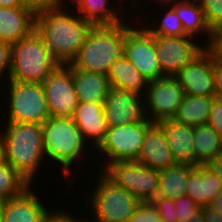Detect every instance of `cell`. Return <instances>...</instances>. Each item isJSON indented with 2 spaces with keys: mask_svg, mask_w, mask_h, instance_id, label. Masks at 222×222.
Returning a JSON list of instances; mask_svg holds the SVG:
<instances>
[{
  "mask_svg": "<svg viewBox=\"0 0 222 222\" xmlns=\"http://www.w3.org/2000/svg\"><path fill=\"white\" fill-rule=\"evenodd\" d=\"M204 222H222V212L211 205L203 207Z\"/></svg>",
  "mask_w": 222,
  "mask_h": 222,
  "instance_id": "cell-40",
  "label": "cell"
},
{
  "mask_svg": "<svg viewBox=\"0 0 222 222\" xmlns=\"http://www.w3.org/2000/svg\"><path fill=\"white\" fill-rule=\"evenodd\" d=\"M207 124L219 134L222 140V99L214 97Z\"/></svg>",
  "mask_w": 222,
  "mask_h": 222,
  "instance_id": "cell-35",
  "label": "cell"
},
{
  "mask_svg": "<svg viewBox=\"0 0 222 222\" xmlns=\"http://www.w3.org/2000/svg\"><path fill=\"white\" fill-rule=\"evenodd\" d=\"M35 29V12L29 7H0V41H20Z\"/></svg>",
  "mask_w": 222,
  "mask_h": 222,
  "instance_id": "cell-19",
  "label": "cell"
},
{
  "mask_svg": "<svg viewBox=\"0 0 222 222\" xmlns=\"http://www.w3.org/2000/svg\"><path fill=\"white\" fill-rule=\"evenodd\" d=\"M108 2L109 0H72V3H75L74 7L77 8L75 13L78 11V15L94 26L123 23L118 11L110 9Z\"/></svg>",
  "mask_w": 222,
  "mask_h": 222,
  "instance_id": "cell-28",
  "label": "cell"
},
{
  "mask_svg": "<svg viewBox=\"0 0 222 222\" xmlns=\"http://www.w3.org/2000/svg\"><path fill=\"white\" fill-rule=\"evenodd\" d=\"M127 222H160V215L152 201H141Z\"/></svg>",
  "mask_w": 222,
  "mask_h": 222,
  "instance_id": "cell-32",
  "label": "cell"
},
{
  "mask_svg": "<svg viewBox=\"0 0 222 222\" xmlns=\"http://www.w3.org/2000/svg\"><path fill=\"white\" fill-rule=\"evenodd\" d=\"M45 158L59 162L64 167V176L71 179L72 163L85 154L87 145L72 118L50 116L43 124ZM70 175V176H69Z\"/></svg>",
  "mask_w": 222,
  "mask_h": 222,
  "instance_id": "cell-5",
  "label": "cell"
},
{
  "mask_svg": "<svg viewBox=\"0 0 222 222\" xmlns=\"http://www.w3.org/2000/svg\"><path fill=\"white\" fill-rule=\"evenodd\" d=\"M152 124V122H138L108 127L104 140L96 148L102 151L108 160L104 162L103 168L111 162L136 161L146 131Z\"/></svg>",
  "mask_w": 222,
  "mask_h": 222,
  "instance_id": "cell-9",
  "label": "cell"
},
{
  "mask_svg": "<svg viewBox=\"0 0 222 222\" xmlns=\"http://www.w3.org/2000/svg\"><path fill=\"white\" fill-rule=\"evenodd\" d=\"M101 171L117 186L135 195L140 201H152L160 191L159 171L143 163L111 162Z\"/></svg>",
  "mask_w": 222,
  "mask_h": 222,
  "instance_id": "cell-8",
  "label": "cell"
},
{
  "mask_svg": "<svg viewBox=\"0 0 222 222\" xmlns=\"http://www.w3.org/2000/svg\"><path fill=\"white\" fill-rule=\"evenodd\" d=\"M177 222H204L203 207H199L192 215L182 217Z\"/></svg>",
  "mask_w": 222,
  "mask_h": 222,
  "instance_id": "cell-42",
  "label": "cell"
},
{
  "mask_svg": "<svg viewBox=\"0 0 222 222\" xmlns=\"http://www.w3.org/2000/svg\"><path fill=\"white\" fill-rule=\"evenodd\" d=\"M196 166L176 163L159 171L160 191L157 197L177 199L186 195V187L190 173Z\"/></svg>",
  "mask_w": 222,
  "mask_h": 222,
  "instance_id": "cell-25",
  "label": "cell"
},
{
  "mask_svg": "<svg viewBox=\"0 0 222 222\" xmlns=\"http://www.w3.org/2000/svg\"><path fill=\"white\" fill-rule=\"evenodd\" d=\"M136 161L158 171L176 164L166 133L158 123H153L147 129Z\"/></svg>",
  "mask_w": 222,
  "mask_h": 222,
  "instance_id": "cell-16",
  "label": "cell"
},
{
  "mask_svg": "<svg viewBox=\"0 0 222 222\" xmlns=\"http://www.w3.org/2000/svg\"><path fill=\"white\" fill-rule=\"evenodd\" d=\"M222 192L218 175L208 165H197L190 173L186 195L199 207H206Z\"/></svg>",
  "mask_w": 222,
  "mask_h": 222,
  "instance_id": "cell-21",
  "label": "cell"
},
{
  "mask_svg": "<svg viewBox=\"0 0 222 222\" xmlns=\"http://www.w3.org/2000/svg\"><path fill=\"white\" fill-rule=\"evenodd\" d=\"M72 74L78 102H105L111 87L107 75L76 69L73 66Z\"/></svg>",
  "mask_w": 222,
  "mask_h": 222,
  "instance_id": "cell-22",
  "label": "cell"
},
{
  "mask_svg": "<svg viewBox=\"0 0 222 222\" xmlns=\"http://www.w3.org/2000/svg\"><path fill=\"white\" fill-rule=\"evenodd\" d=\"M184 96V89L174 76L148 81L144 95L147 119L152 123L173 119Z\"/></svg>",
  "mask_w": 222,
  "mask_h": 222,
  "instance_id": "cell-11",
  "label": "cell"
},
{
  "mask_svg": "<svg viewBox=\"0 0 222 222\" xmlns=\"http://www.w3.org/2000/svg\"><path fill=\"white\" fill-rule=\"evenodd\" d=\"M42 222H79L76 219H74L73 215L66 214L64 211L62 212H51L49 211L46 216L44 217ZM80 222H86L84 220H80Z\"/></svg>",
  "mask_w": 222,
  "mask_h": 222,
  "instance_id": "cell-39",
  "label": "cell"
},
{
  "mask_svg": "<svg viewBox=\"0 0 222 222\" xmlns=\"http://www.w3.org/2000/svg\"><path fill=\"white\" fill-rule=\"evenodd\" d=\"M212 71L214 75V97L222 99V57L212 50Z\"/></svg>",
  "mask_w": 222,
  "mask_h": 222,
  "instance_id": "cell-36",
  "label": "cell"
},
{
  "mask_svg": "<svg viewBox=\"0 0 222 222\" xmlns=\"http://www.w3.org/2000/svg\"><path fill=\"white\" fill-rule=\"evenodd\" d=\"M72 119L83 139H87L86 142L90 140L92 145L97 148L104 140L108 129L103 103L79 102Z\"/></svg>",
  "mask_w": 222,
  "mask_h": 222,
  "instance_id": "cell-17",
  "label": "cell"
},
{
  "mask_svg": "<svg viewBox=\"0 0 222 222\" xmlns=\"http://www.w3.org/2000/svg\"><path fill=\"white\" fill-rule=\"evenodd\" d=\"M175 218L177 221L182 217L190 216L199 206L187 195L174 199Z\"/></svg>",
  "mask_w": 222,
  "mask_h": 222,
  "instance_id": "cell-34",
  "label": "cell"
},
{
  "mask_svg": "<svg viewBox=\"0 0 222 222\" xmlns=\"http://www.w3.org/2000/svg\"><path fill=\"white\" fill-rule=\"evenodd\" d=\"M99 176L89 200L91 214L94 217L92 222H127L141 201L117 186L101 171Z\"/></svg>",
  "mask_w": 222,
  "mask_h": 222,
  "instance_id": "cell-6",
  "label": "cell"
},
{
  "mask_svg": "<svg viewBox=\"0 0 222 222\" xmlns=\"http://www.w3.org/2000/svg\"><path fill=\"white\" fill-rule=\"evenodd\" d=\"M5 162H7L6 144H5L3 133H1L0 134V164H3Z\"/></svg>",
  "mask_w": 222,
  "mask_h": 222,
  "instance_id": "cell-44",
  "label": "cell"
},
{
  "mask_svg": "<svg viewBox=\"0 0 222 222\" xmlns=\"http://www.w3.org/2000/svg\"><path fill=\"white\" fill-rule=\"evenodd\" d=\"M181 20L182 28L186 35L198 37L197 34L204 33L208 37L209 43L206 47H211L214 40V32L207 24L203 10L198 0H180L172 5Z\"/></svg>",
  "mask_w": 222,
  "mask_h": 222,
  "instance_id": "cell-23",
  "label": "cell"
},
{
  "mask_svg": "<svg viewBox=\"0 0 222 222\" xmlns=\"http://www.w3.org/2000/svg\"><path fill=\"white\" fill-rule=\"evenodd\" d=\"M10 64H11V44L4 41H0V79L6 73L8 74L9 78Z\"/></svg>",
  "mask_w": 222,
  "mask_h": 222,
  "instance_id": "cell-37",
  "label": "cell"
},
{
  "mask_svg": "<svg viewBox=\"0 0 222 222\" xmlns=\"http://www.w3.org/2000/svg\"><path fill=\"white\" fill-rule=\"evenodd\" d=\"M64 0H21L24 6L29 7L35 13L60 5Z\"/></svg>",
  "mask_w": 222,
  "mask_h": 222,
  "instance_id": "cell-38",
  "label": "cell"
},
{
  "mask_svg": "<svg viewBox=\"0 0 222 222\" xmlns=\"http://www.w3.org/2000/svg\"><path fill=\"white\" fill-rule=\"evenodd\" d=\"M64 7L63 1L58 6L35 13V30L59 64L72 62L94 26L80 15L67 12L69 9Z\"/></svg>",
  "mask_w": 222,
  "mask_h": 222,
  "instance_id": "cell-1",
  "label": "cell"
},
{
  "mask_svg": "<svg viewBox=\"0 0 222 222\" xmlns=\"http://www.w3.org/2000/svg\"><path fill=\"white\" fill-rule=\"evenodd\" d=\"M152 202L157 207L161 221L177 222V218H175V203L173 199L166 197H155Z\"/></svg>",
  "mask_w": 222,
  "mask_h": 222,
  "instance_id": "cell-33",
  "label": "cell"
},
{
  "mask_svg": "<svg viewBox=\"0 0 222 222\" xmlns=\"http://www.w3.org/2000/svg\"><path fill=\"white\" fill-rule=\"evenodd\" d=\"M27 188L21 195L0 202L3 222H42L48 211L39 198Z\"/></svg>",
  "mask_w": 222,
  "mask_h": 222,
  "instance_id": "cell-20",
  "label": "cell"
},
{
  "mask_svg": "<svg viewBox=\"0 0 222 222\" xmlns=\"http://www.w3.org/2000/svg\"><path fill=\"white\" fill-rule=\"evenodd\" d=\"M2 132L7 162L32 184L40 163L45 159L42 124L6 122Z\"/></svg>",
  "mask_w": 222,
  "mask_h": 222,
  "instance_id": "cell-2",
  "label": "cell"
},
{
  "mask_svg": "<svg viewBox=\"0 0 222 222\" xmlns=\"http://www.w3.org/2000/svg\"><path fill=\"white\" fill-rule=\"evenodd\" d=\"M107 76L112 87L133 92L144 97L147 81L123 55L112 63Z\"/></svg>",
  "mask_w": 222,
  "mask_h": 222,
  "instance_id": "cell-24",
  "label": "cell"
},
{
  "mask_svg": "<svg viewBox=\"0 0 222 222\" xmlns=\"http://www.w3.org/2000/svg\"><path fill=\"white\" fill-rule=\"evenodd\" d=\"M0 7L17 8V7H26V6L23 5L21 0H0Z\"/></svg>",
  "mask_w": 222,
  "mask_h": 222,
  "instance_id": "cell-45",
  "label": "cell"
},
{
  "mask_svg": "<svg viewBox=\"0 0 222 222\" xmlns=\"http://www.w3.org/2000/svg\"><path fill=\"white\" fill-rule=\"evenodd\" d=\"M195 166L210 164L222 153V140L208 124L194 126Z\"/></svg>",
  "mask_w": 222,
  "mask_h": 222,
  "instance_id": "cell-26",
  "label": "cell"
},
{
  "mask_svg": "<svg viewBox=\"0 0 222 222\" xmlns=\"http://www.w3.org/2000/svg\"><path fill=\"white\" fill-rule=\"evenodd\" d=\"M58 65L59 62L35 29L11 44L9 80L43 83Z\"/></svg>",
  "mask_w": 222,
  "mask_h": 222,
  "instance_id": "cell-4",
  "label": "cell"
},
{
  "mask_svg": "<svg viewBox=\"0 0 222 222\" xmlns=\"http://www.w3.org/2000/svg\"><path fill=\"white\" fill-rule=\"evenodd\" d=\"M165 131L175 162L195 166L194 126L174 119L158 123Z\"/></svg>",
  "mask_w": 222,
  "mask_h": 222,
  "instance_id": "cell-18",
  "label": "cell"
},
{
  "mask_svg": "<svg viewBox=\"0 0 222 222\" xmlns=\"http://www.w3.org/2000/svg\"><path fill=\"white\" fill-rule=\"evenodd\" d=\"M205 20L213 32L222 27V0H198Z\"/></svg>",
  "mask_w": 222,
  "mask_h": 222,
  "instance_id": "cell-31",
  "label": "cell"
},
{
  "mask_svg": "<svg viewBox=\"0 0 222 222\" xmlns=\"http://www.w3.org/2000/svg\"><path fill=\"white\" fill-rule=\"evenodd\" d=\"M216 210L222 212V192L210 204Z\"/></svg>",
  "mask_w": 222,
  "mask_h": 222,
  "instance_id": "cell-46",
  "label": "cell"
},
{
  "mask_svg": "<svg viewBox=\"0 0 222 222\" xmlns=\"http://www.w3.org/2000/svg\"><path fill=\"white\" fill-rule=\"evenodd\" d=\"M210 48L214 51V53L222 57V27L214 32V40Z\"/></svg>",
  "mask_w": 222,
  "mask_h": 222,
  "instance_id": "cell-41",
  "label": "cell"
},
{
  "mask_svg": "<svg viewBox=\"0 0 222 222\" xmlns=\"http://www.w3.org/2000/svg\"><path fill=\"white\" fill-rule=\"evenodd\" d=\"M134 28L130 26L125 30V41L123 56L148 81L158 80L166 75L163 73L158 61L154 35L147 29V26Z\"/></svg>",
  "mask_w": 222,
  "mask_h": 222,
  "instance_id": "cell-10",
  "label": "cell"
},
{
  "mask_svg": "<svg viewBox=\"0 0 222 222\" xmlns=\"http://www.w3.org/2000/svg\"><path fill=\"white\" fill-rule=\"evenodd\" d=\"M9 114L5 120L43 124L49 117L47 100L41 82L8 80Z\"/></svg>",
  "mask_w": 222,
  "mask_h": 222,
  "instance_id": "cell-7",
  "label": "cell"
},
{
  "mask_svg": "<svg viewBox=\"0 0 222 222\" xmlns=\"http://www.w3.org/2000/svg\"><path fill=\"white\" fill-rule=\"evenodd\" d=\"M125 20L116 25L93 26L77 56L70 63L74 68L108 74L112 63L123 55Z\"/></svg>",
  "mask_w": 222,
  "mask_h": 222,
  "instance_id": "cell-3",
  "label": "cell"
},
{
  "mask_svg": "<svg viewBox=\"0 0 222 222\" xmlns=\"http://www.w3.org/2000/svg\"><path fill=\"white\" fill-rule=\"evenodd\" d=\"M155 1H156V0H155ZM157 1H158V0H157ZM159 1H160V0H159ZM178 1H180V0H177V1H176V0H161L160 2H164L163 4H165V3L168 4V3H169V4H168V5H169L168 7L170 8V7L172 6V4H174L175 2H178ZM170 4H171V5H170Z\"/></svg>",
  "mask_w": 222,
  "mask_h": 222,
  "instance_id": "cell-47",
  "label": "cell"
},
{
  "mask_svg": "<svg viewBox=\"0 0 222 222\" xmlns=\"http://www.w3.org/2000/svg\"><path fill=\"white\" fill-rule=\"evenodd\" d=\"M174 77L186 95L214 97L212 49L207 47Z\"/></svg>",
  "mask_w": 222,
  "mask_h": 222,
  "instance_id": "cell-15",
  "label": "cell"
},
{
  "mask_svg": "<svg viewBox=\"0 0 222 222\" xmlns=\"http://www.w3.org/2000/svg\"><path fill=\"white\" fill-rule=\"evenodd\" d=\"M30 186L8 162L0 164V202L21 195Z\"/></svg>",
  "mask_w": 222,
  "mask_h": 222,
  "instance_id": "cell-29",
  "label": "cell"
},
{
  "mask_svg": "<svg viewBox=\"0 0 222 222\" xmlns=\"http://www.w3.org/2000/svg\"><path fill=\"white\" fill-rule=\"evenodd\" d=\"M0 222H3L2 205L0 203Z\"/></svg>",
  "mask_w": 222,
  "mask_h": 222,
  "instance_id": "cell-48",
  "label": "cell"
},
{
  "mask_svg": "<svg viewBox=\"0 0 222 222\" xmlns=\"http://www.w3.org/2000/svg\"><path fill=\"white\" fill-rule=\"evenodd\" d=\"M213 99L214 97L185 94L173 119L192 126L207 124Z\"/></svg>",
  "mask_w": 222,
  "mask_h": 222,
  "instance_id": "cell-27",
  "label": "cell"
},
{
  "mask_svg": "<svg viewBox=\"0 0 222 222\" xmlns=\"http://www.w3.org/2000/svg\"><path fill=\"white\" fill-rule=\"evenodd\" d=\"M209 165L218 175L222 184V153H220Z\"/></svg>",
  "mask_w": 222,
  "mask_h": 222,
  "instance_id": "cell-43",
  "label": "cell"
},
{
  "mask_svg": "<svg viewBox=\"0 0 222 222\" xmlns=\"http://www.w3.org/2000/svg\"><path fill=\"white\" fill-rule=\"evenodd\" d=\"M154 25L153 27L148 26V30L155 36H163V37H182L186 36L180 18L178 17L176 11L170 7L165 12L164 17L160 19V21ZM155 26V27H154ZM151 27V28H150Z\"/></svg>",
  "mask_w": 222,
  "mask_h": 222,
  "instance_id": "cell-30",
  "label": "cell"
},
{
  "mask_svg": "<svg viewBox=\"0 0 222 222\" xmlns=\"http://www.w3.org/2000/svg\"><path fill=\"white\" fill-rule=\"evenodd\" d=\"M103 111L108 127L150 122L146 117L143 96L112 86L103 103Z\"/></svg>",
  "mask_w": 222,
  "mask_h": 222,
  "instance_id": "cell-14",
  "label": "cell"
},
{
  "mask_svg": "<svg viewBox=\"0 0 222 222\" xmlns=\"http://www.w3.org/2000/svg\"><path fill=\"white\" fill-rule=\"evenodd\" d=\"M48 110L52 117L72 118L78 105L72 65L59 64L42 83Z\"/></svg>",
  "mask_w": 222,
  "mask_h": 222,
  "instance_id": "cell-12",
  "label": "cell"
},
{
  "mask_svg": "<svg viewBox=\"0 0 222 222\" xmlns=\"http://www.w3.org/2000/svg\"><path fill=\"white\" fill-rule=\"evenodd\" d=\"M198 38L155 36V49L159 64L166 76H175L181 69L195 60L207 47L198 45ZM196 42V43H195Z\"/></svg>",
  "mask_w": 222,
  "mask_h": 222,
  "instance_id": "cell-13",
  "label": "cell"
}]
</instances>
